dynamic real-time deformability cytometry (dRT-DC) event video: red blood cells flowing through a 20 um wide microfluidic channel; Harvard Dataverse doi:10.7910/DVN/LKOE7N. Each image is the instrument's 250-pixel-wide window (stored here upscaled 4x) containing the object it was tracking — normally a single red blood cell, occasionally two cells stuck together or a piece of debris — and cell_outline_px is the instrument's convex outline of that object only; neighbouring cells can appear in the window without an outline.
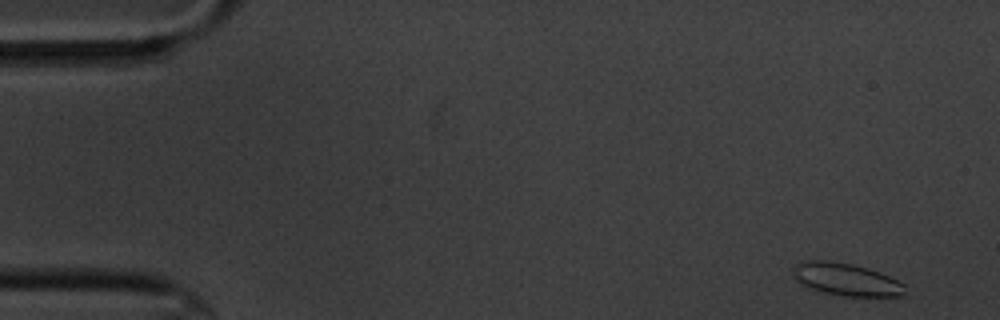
{"species": "common noctule bat (a hibernating species)", "species_latin": "Nyctalus noctula", "temperature_condition": "cold", "stored_images_in_passage": 4, "camera_frame_rate_fps": 3000, "um_per_image_px": 0.085, "animal": {"sex": "male", "body_mass_g": 20.1, "forearm_length_mm": 53.5}, "frame": {"image": 1, "passage_image": 1, "time_ms": 0.0, "image_size_px": [1000, 320], "cell_outline_px": [[904, 296], [844, 296], [824, 292], [800, 284], [792, 280], [792, 268], [800, 260], [824, 260], [852, 264], [868, 268], [880, 272], [904, 284]], "centroid_in_image_um": [71.85, 23.73], "position_along_channel_um": 13.2, "area_um2": 21.33}}
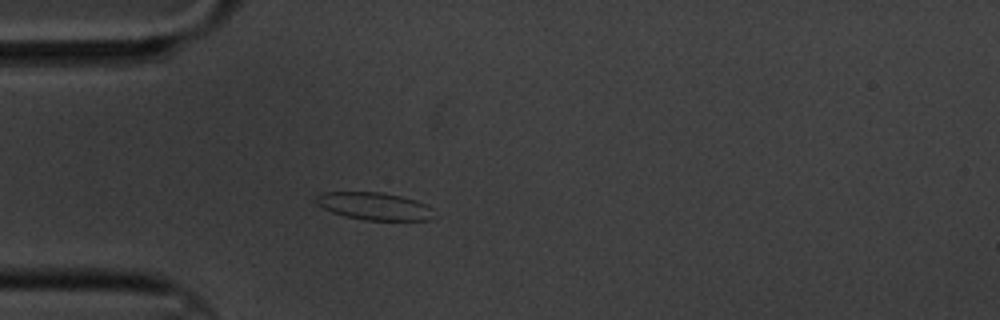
{"frame": {"image": 2, "passage_image": 4, "time_ms": 4.333, "image_size_px": [1000, 320], "cell_outline_px": [[432, 208], [428, 220], [364, 220], [344, 216], [332, 212], [316, 204], [316, 196], [324, 192], [380, 192], [400, 196], [416, 200]], "centroid_in_image_um": [31.76, 17.52], "position_along_channel_um": 53.2, "area_um2": 18.61}}